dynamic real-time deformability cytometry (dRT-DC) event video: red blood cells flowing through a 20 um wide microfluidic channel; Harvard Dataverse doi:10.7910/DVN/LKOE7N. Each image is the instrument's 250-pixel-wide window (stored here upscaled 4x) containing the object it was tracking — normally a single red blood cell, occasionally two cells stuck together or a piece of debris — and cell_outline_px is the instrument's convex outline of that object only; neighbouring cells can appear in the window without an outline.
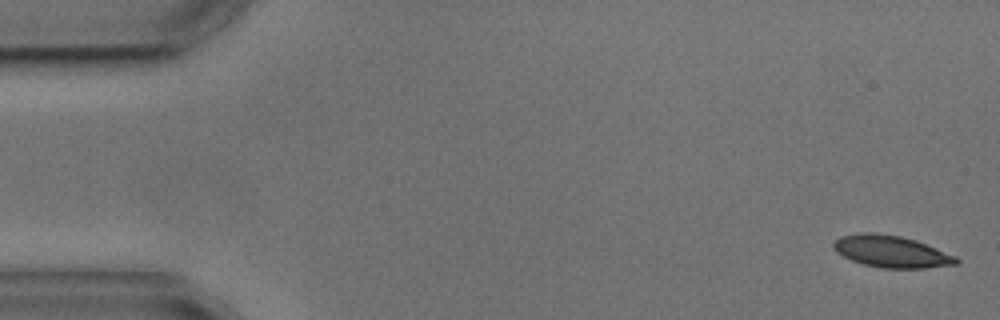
{"species": "common noctule bat (a hibernating species)", "species_latin": "Nyctalus noctula", "temperature_condition": "cold", "stored_images_in_passage": 6, "camera_frame_rate_fps": 3000, "um_per_image_px": 0.085, "animal": {"sex": "male", "body_mass_g": 17.9, "forearm_length_mm": 54.2}, "frame": {"image": 1, "passage_image": 1, "time_ms": 0.0, "image_size_px": [1000, 320], "cell_outline_px": [[960, 264], [924, 268], [880, 268], [864, 264], [852, 260], [836, 252], [832, 248], [832, 244], [840, 236], [860, 232], [876, 232], [900, 236], [916, 240], [956, 256], [960, 260]], "centroid_in_image_um": [75.76, 21.37], "position_along_channel_um": 9.2, "area_um2": 22.95}}
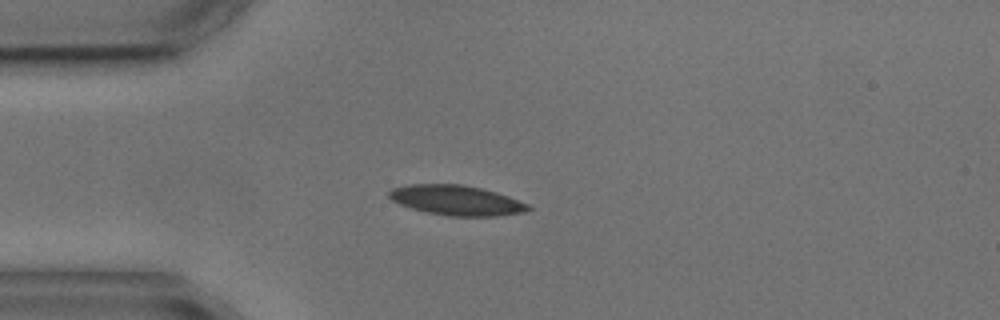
{"frame": {"image": 2, "passage_image": 3, "time_ms": 4.0, "image_size_px": [1000, 320], "cell_outline_px": [[532, 208], [524, 212], [496, 216], [448, 216], [428, 212], [412, 208], [400, 204], [392, 200], [388, 196], [388, 192], [392, 188], [408, 184], [460, 184], [480, 188], [496, 192], [508, 196], [528, 204]], "centroid_in_image_um": [38.79, 17.02], "position_along_channel_um": 46.2, "area_um2": 24.16}}